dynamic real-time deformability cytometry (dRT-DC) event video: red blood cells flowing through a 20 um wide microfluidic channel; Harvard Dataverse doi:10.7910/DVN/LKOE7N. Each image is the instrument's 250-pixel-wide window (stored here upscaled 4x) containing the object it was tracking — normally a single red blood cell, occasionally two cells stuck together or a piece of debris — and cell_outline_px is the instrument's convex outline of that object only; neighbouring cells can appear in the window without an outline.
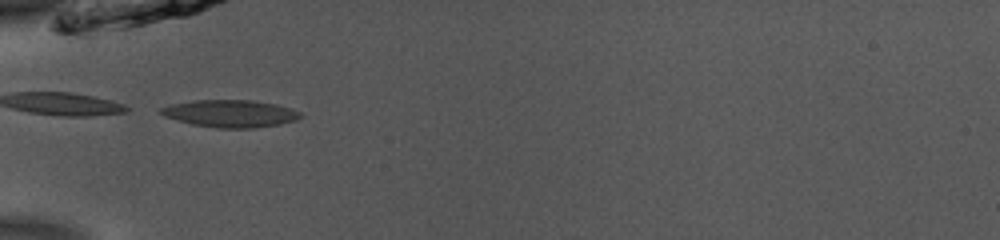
{"species": "common noctule bat (a hibernating species)", "species_latin": "Nyctalus noctula", "temperature_condition": "room temperature", "stored_images_in_passage": 7, "camera_frame_rate_fps": 3000, "um_per_image_px": 0.085, "animal": {"sex": "male", "body_mass_g": 13.0, "forearm_length_mm": 53.1}, "frame": {"image": 1, "passage_image": 1, "time_ms": 0.0, "image_size_px": [1000, 240], "cell_outline_px": [[304, 116], [296, 120], [280, 124], [252, 128], [216, 128], [192, 124], [164, 116], [160, 112], [160, 108], [168, 104], [192, 100], [252, 100], [276, 104], [292, 108], [300, 112]], "centroid_in_image_um": [19.59, 9.64], "position_along_channel_um": 65.4, "area_um2": 22.37}}